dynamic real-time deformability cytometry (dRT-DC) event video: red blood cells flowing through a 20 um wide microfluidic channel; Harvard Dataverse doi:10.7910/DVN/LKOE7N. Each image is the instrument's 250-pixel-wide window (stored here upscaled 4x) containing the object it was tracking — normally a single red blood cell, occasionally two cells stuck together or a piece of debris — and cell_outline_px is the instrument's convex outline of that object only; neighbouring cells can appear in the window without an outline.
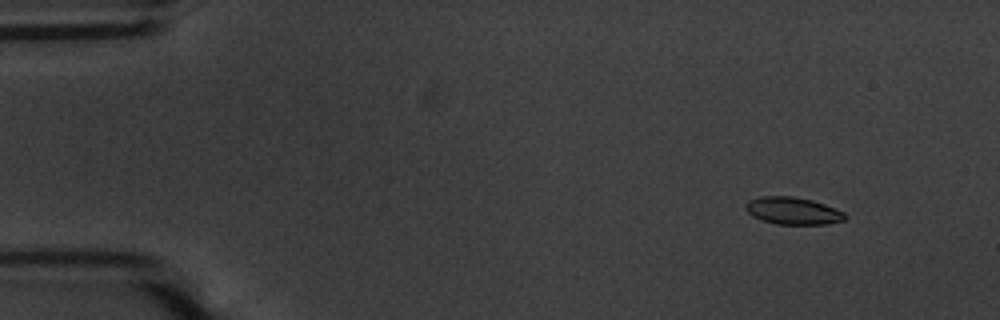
{"species": "common noctule bat (a hibernating species)", "species_latin": "Nyctalus noctula", "temperature_condition": "warm", "stored_images_in_passage": 55, "camera_frame_rate_fps": 3000, "um_per_image_px": 0.085, "animal": {"sex": "male", "body_mass_g": 20.1, "forearm_length_mm": 53.5}, "frame": {"image": 1, "passage_image": 6, "time_ms": 1.667, "image_size_px": [1000, 320], "cell_outline_px": [[848, 216], [844, 220], [828, 224], [776, 224], [752, 216], [744, 208], [744, 204], [748, 200], [760, 196], [792, 196], [812, 200], [824, 204], [844, 212]], "centroid_in_image_um": [67.38, 17.91], "position_along_channel_um": 17.6, "area_um2": 15.84}}
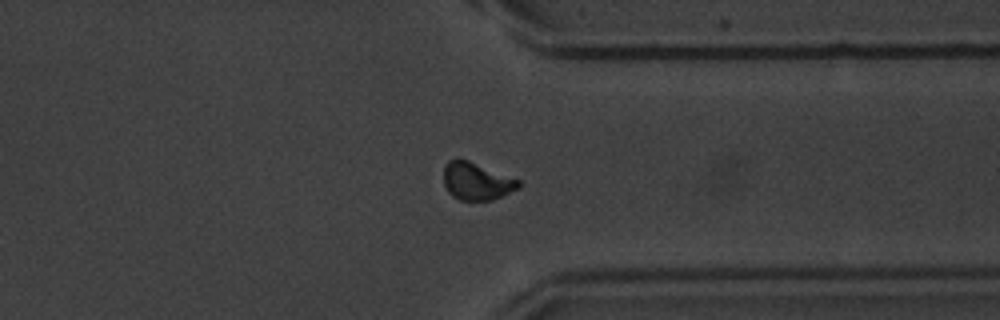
{"frame": {"image": 2, "passage_image": 43, "time_ms": 14.0, "image_size_px": [1000, 320], "cell_outline_px": [[520, 188], [492, 200], [460, 200], [452, 196], [448, 192], [444, 184], [444, 164], [448, 160], [468, 160], [520, 180]], "centroid_in_image_um": [40.51, 15.41], "position_along_channel_um": 370.9, "area_um2": 16.3}}
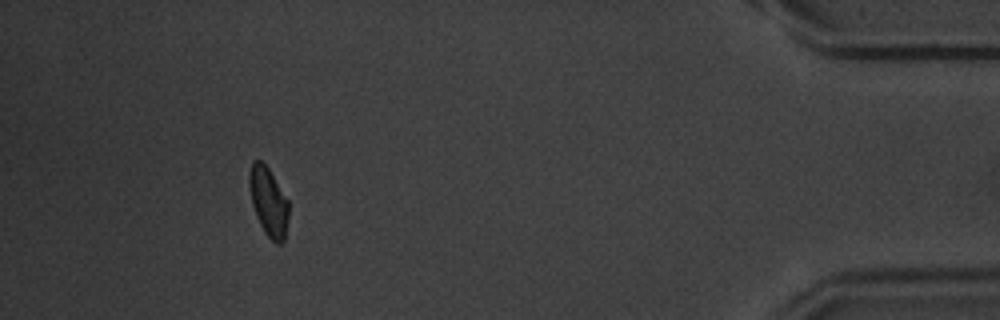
{"frame": {"image": 3, "passage_image": 51, "time_ms": 16.667, "image_size_px": [1000, 320], "cell_outline_px": [[288, 216], [284, 240], [280, 244], [276, 244], [264, 232], [256, 216], [252, 204], [248, 184], [248, 176], [252, 160], [260, 160], [268, 168], [288, 200]], "centroid_in_image_um": [22.8, 17.13], "position_along_channel_um": 412.4, "area_um2": 15.72}, "authors_computed_cell_mechanics": {"area_um2": 16.2996, "velocity_mm_per_s": 3.7, "shape_relaxation_time_tau1_ms": 2.5069, "shape_relaxation_time_tau2_ms": 0.7852, "deformation_change_tau1": 0.1119, "deformation_change_tau2": 0.041}}